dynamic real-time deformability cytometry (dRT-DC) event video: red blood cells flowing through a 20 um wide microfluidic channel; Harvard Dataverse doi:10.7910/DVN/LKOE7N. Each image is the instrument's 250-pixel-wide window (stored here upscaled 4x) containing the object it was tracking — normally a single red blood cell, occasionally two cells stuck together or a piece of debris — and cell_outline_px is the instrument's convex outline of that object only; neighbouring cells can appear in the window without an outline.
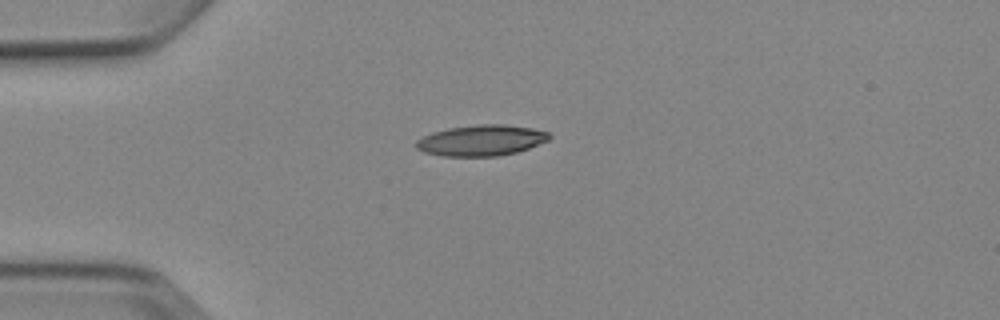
{"species": "Egyptian fruit bat (a non-hibernating species)", "species_latin": "Rousettus aegyptiacus", "temperature_condition": "cold", "stored_images_in_passage": 3, "camera_frame_rate_fps": 3000, "um_per_image_px": 0.085, "animal": {"sex": "female"}, "frame": {"image": 1, "passage_image": 1, "time_ms": 0.0, "image_size_px": [1000, 320], "cell_outline_px": [[552, 136], [548, 140], [528, 148], [516, 152], [500, 156], [440, 156], [424, 152], [416, 148], [416, 140], [432, 132], [448, 128], [480, 124], [504, 124], [532, 128], [548, 132]], "centroid_in_image_um": [40.9, 11.93], "position_along_channel_um": 44.1, "area_um2": 23.93}}
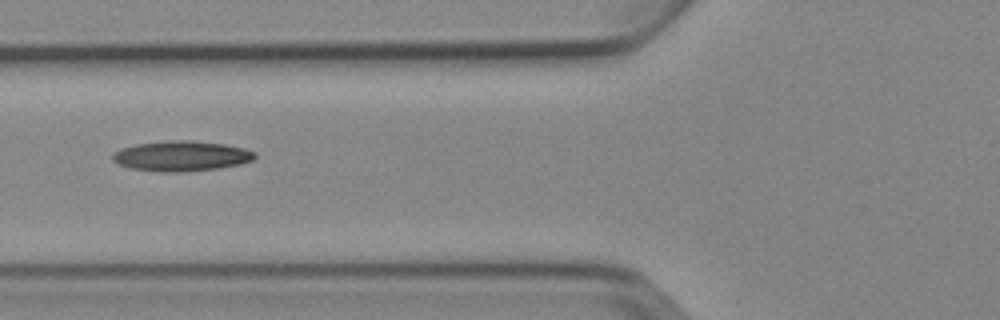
{"frame": {"image": 2, "passage_image": 3, "time_ms": 2.333, "image_size_px": [1000, 320], "cell_outline_px": [[256, 156], [252, 160], [240, 164], [220, 168], [180, 172], [160, 172], [132, 168], [120, 164], [112, 160], [112, 156], [120, 148], [136, 144], [172, 140], [188, 140], [224, 144], [244, 148], [256, 152]], "centroid_in_image_um": [15.44, 13.26], "position_along_channel_um": 110.4, "area_um2": 24.91}}